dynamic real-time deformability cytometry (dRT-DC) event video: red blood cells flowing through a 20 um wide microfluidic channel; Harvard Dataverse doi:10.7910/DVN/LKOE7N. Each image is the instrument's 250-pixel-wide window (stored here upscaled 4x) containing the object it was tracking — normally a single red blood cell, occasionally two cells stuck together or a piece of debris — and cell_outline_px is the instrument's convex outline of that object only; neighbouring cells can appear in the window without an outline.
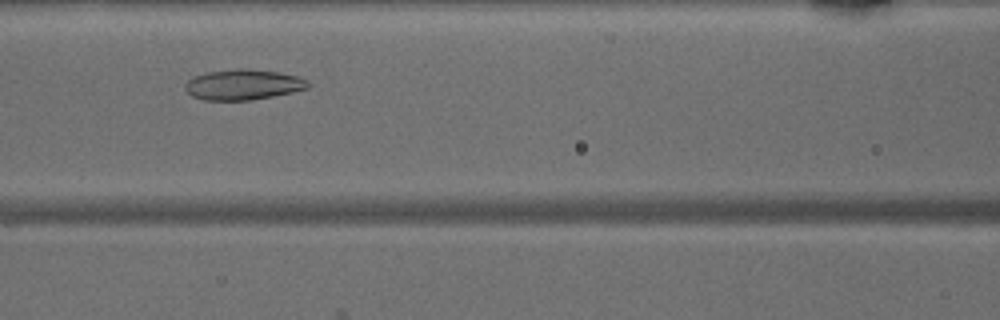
{"species": "common noctule bat (a hibernating species)", "species_latin": "Nyctalus noctula", "temperature_condition": "warm", "stored_images_in_passage": 39, "camera_frame_rate_fps": 3000, "um_per_image_px": 0.085, "animal": {"sex": "male", "body_mass_g": 15.6}, "frame": {"image": 1, "passage_image": 12, "time_ms": 3.667, "image_size_px": [1000, 320], "cell_outline_px": [[308, 88], [292, 92], [272, 96], [248, 100], [204, 100], [192, 96], [184, 88], [184, 84], [188, 80], [196, 76], [208, 72], [236, 68], [244, 68], [280, 72], [300, 76], [308, 80]], "centroid_in_image_um": [20.68, 7.18], "position_along_channel_um": 145.9, "area_um2": 21.79}}
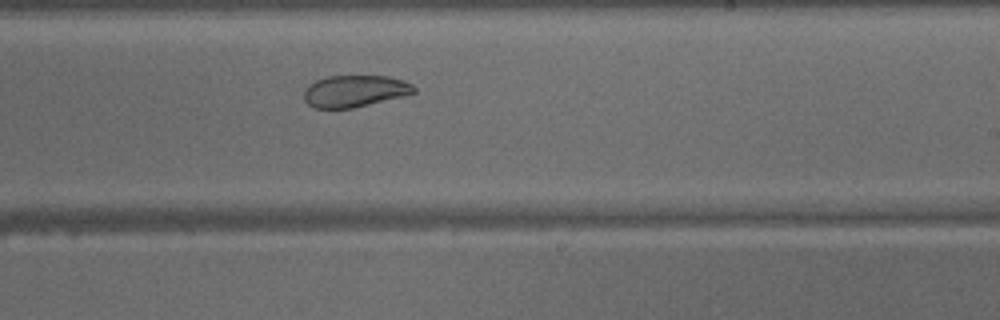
{"frame": {"image": 2, "passage_image": 20, "time_ms": 6.333, "image_size_px": [1000, 320], "cell_outline_px": [[416, 92], [404, 96], [352, 108], [312, 108], [304, 100], [304, 88], [308, 84], [324, 76], [388, 76], [404, 80], [412, 84], [416, 88]], "centroid_in_image_um": [30.13, 7.73], "position_along_channel_um": 258.9, "area_um2": 20.58}}
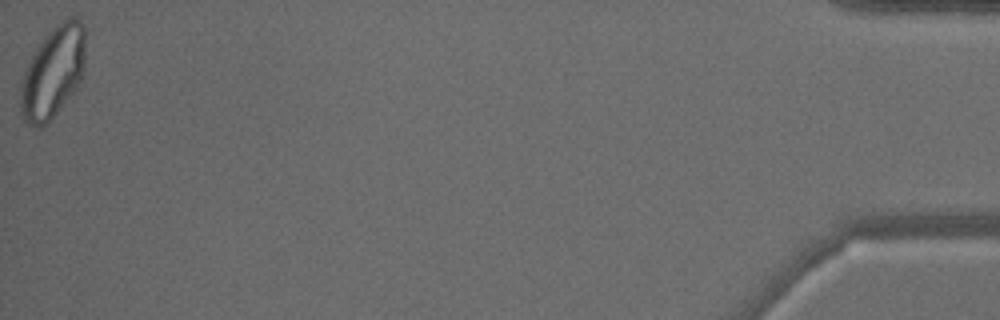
{"frame": {"image": 3, "passage_image": 39, "time_ms": 12.667, "image_size_px": [1000, 320], "cell_outline_px": [[84, 72], [76, 92], [40, 128], [32, 128], [28, 124], [20, 112], [20, 84], [24, 72], [32, 52], [40, 40], [56, 24], [68, 16], [80, 20], [84, 24]], "centroid_in_image_um": [4.49, 6.12], "position_along_channel_um": 430.7, "area_um2": 35.08}}